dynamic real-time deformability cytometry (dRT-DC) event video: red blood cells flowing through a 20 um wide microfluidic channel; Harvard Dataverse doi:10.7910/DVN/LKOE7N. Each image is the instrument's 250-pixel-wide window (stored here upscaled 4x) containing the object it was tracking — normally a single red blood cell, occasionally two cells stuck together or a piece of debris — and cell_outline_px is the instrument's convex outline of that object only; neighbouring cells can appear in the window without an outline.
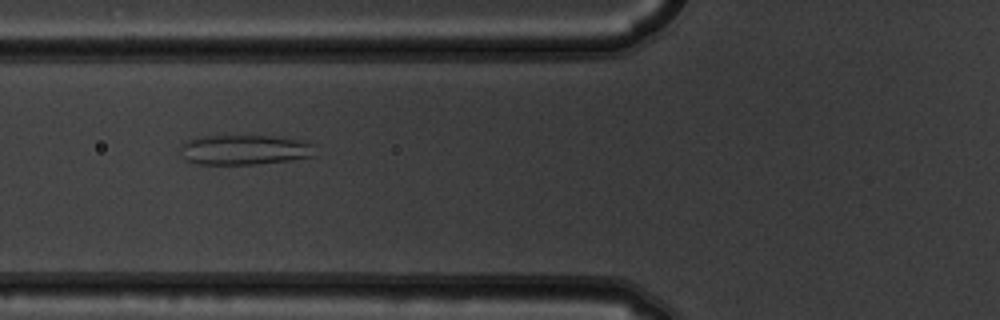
{"species": "common noctule bat (a hibernating species)", "species_latin": "Nyctalus noctula", "temperature_condition": "warm", "stored_images_in_passage": 8, "camera_frame_rate_fps": 3000, "um_per_image_px": 0.085, "animal": {"sex": "male", "body_mass_g": 19.5, "forearm_length_mm": 54.6}, "frame": {"image": 1, "passage_image": 3, "time_ms": 0.667, "image_size_px": [1000, 320], "cell_outline_px": [[316, 144], [312, 156], [288, 160], [256, 164], [196, 164], [184, 160], [180, 148], [188, 140], [204, 136], [224, 132], [272, 136], [300, 140]], "centroid_in_image_um": [20.74, 12.68], "position_along_channel_um": 105.1, "area_um2": 24.33}}